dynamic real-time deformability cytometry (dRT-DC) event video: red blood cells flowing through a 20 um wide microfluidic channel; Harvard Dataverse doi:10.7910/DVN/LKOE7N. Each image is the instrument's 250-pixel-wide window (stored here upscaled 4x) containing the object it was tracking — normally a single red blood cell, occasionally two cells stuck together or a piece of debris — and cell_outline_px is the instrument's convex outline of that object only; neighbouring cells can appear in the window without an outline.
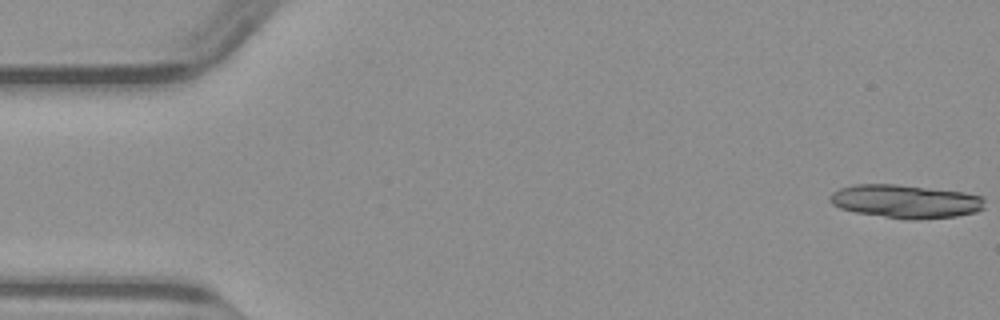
{"species": "common noctule bat (a hibernating species)", "species_latin": "Nyctalus noctula", "temperature_condition": "warm", "stored_images_in_passage": 51, "camera_frame_rate_fps": 3000, "um_per_image_px": 0.085, "animal": {"sex": "male", "body_mass_g": 23.1, "forearm_length_mm": 52.7}, "frame": {"image": 1, "passage_image": 1, "time_ms": 0.0, "image_size_px": [1000, 320], "cell_outline_px": [[984, 208], [976, 212], [956, 216], [916, 220], [904, 220], [856, 212], [840, 208], [832, 204], [828, 200], [828, 196], [832, 192], [840, 188], [852, 184], [896, 184], [964, 192], [980, 196], [984, 200]], "centroid_in_image_um": [76.94, 17.12], "position_along_channel_um": 8.1, "area_um2": 30.35}}
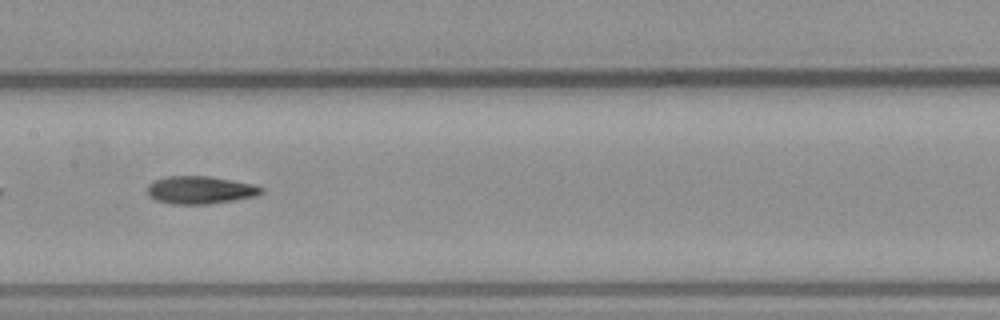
{"frame": {"image": 2, "passage_image": 25, "time_ms": 8.0, "image_size_px": [1000, 320], "cell_outline_px": [[264, 192], [256, 196], [208, 204], [168, 204], [156, 200], [148, 196], [148, 184], [156, 180], [168, 176], [208, 176], [232, 180], [252, 184], [264, 188]], "centroid_in_image_um": [17.01, 16.15], "position_along_channel_um": 190.4, "area_um2": 18.38}}
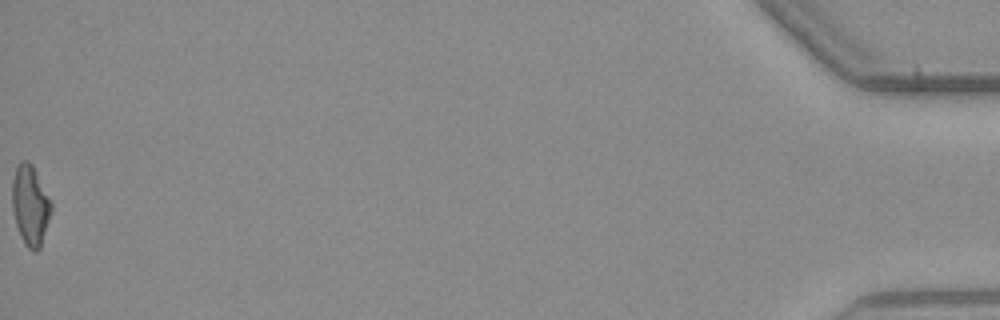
{"frame": {"image": 3, "passage_image": 51, "time_ms": 16.667, "image_size_px": [1000, 320], "cell_outline_px": [[52, 212], [40, 248], [36, 252], [32, 252], [24, 244], [20, 236], [16, 224], [12, 208], [12, 180], [16, 168], [20, 160], [28, 160], [32, 164], [52, 200]], "centroid_in_image_um": [2.59, 17.45], "position_along_channel_um": 432.6, "area_um2": 18.61}}